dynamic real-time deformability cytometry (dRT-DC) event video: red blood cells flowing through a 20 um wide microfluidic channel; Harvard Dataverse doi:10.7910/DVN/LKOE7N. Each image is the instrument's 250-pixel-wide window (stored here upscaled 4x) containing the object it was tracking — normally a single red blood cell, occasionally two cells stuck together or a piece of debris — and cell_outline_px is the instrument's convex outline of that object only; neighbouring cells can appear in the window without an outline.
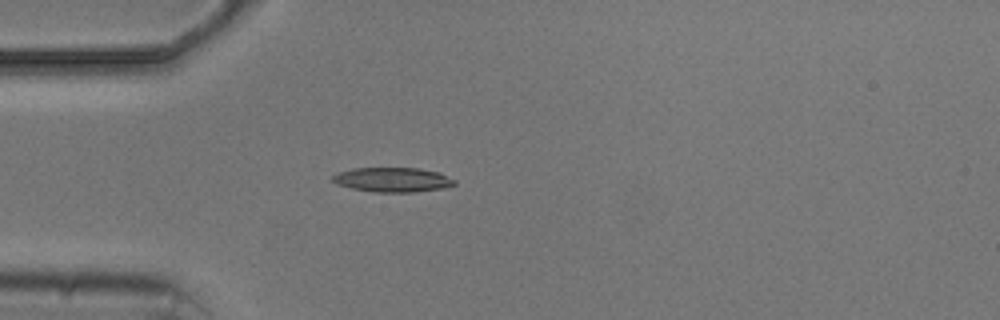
{"species": "common noctule bat (a hibernating species)", "species_latin": "Nyctalus noctula", "temperature_condition": "cold", "stored_images_in_passage": 3, "camera_frame_rate_fps": 3000, "um_per_image_px": 0.085, "animal": {"sex": "male", "body_mass_g": 20.5, "forearm_length_mm": 52.5}, "frame": {"image": 1, "passage_image": 3, "time_ms": 3.0, "image_size_px": [1000, 320], "cell_outline_px": [[456, 184], [440, 188], [412, 192], [372, 192], [352, 188], [336, 184], [332, 180], [332, 176], [340, 172], [352, 168], [420, 168], [440, 172], [456, 180]], "centroid_in_image_um": [33.37, 15.27], "position_along_channel_um": 51.6, "area_um2": 17.4}}